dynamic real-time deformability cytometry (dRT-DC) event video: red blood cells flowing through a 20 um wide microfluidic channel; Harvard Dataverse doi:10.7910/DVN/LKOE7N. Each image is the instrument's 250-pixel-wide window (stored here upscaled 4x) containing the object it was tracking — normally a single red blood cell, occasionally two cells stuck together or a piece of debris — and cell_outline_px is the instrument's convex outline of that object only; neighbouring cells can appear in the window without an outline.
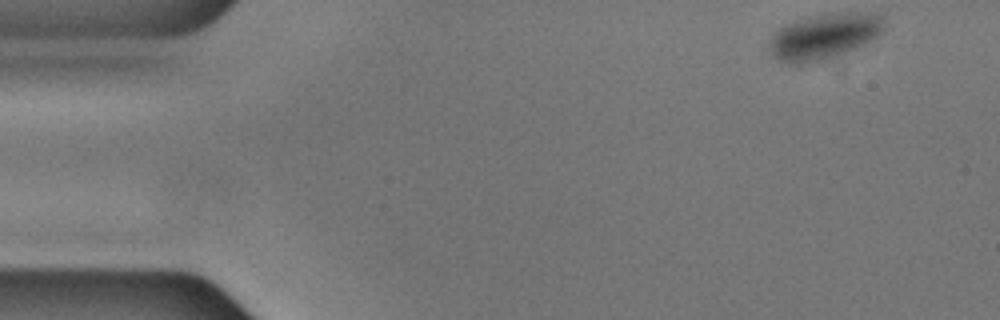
{"species": "common noctule bat (a hibernating species)", "species_latin": "Nyctalus noctula", "temperature_condition": "cold", "stored_images_in_passage": 53, "camera_frame_rate_fps": 3000, "um_per_image_px": 0.085, "animal": {"sex": "male", "body_mass_g": 17.9, "forearm_length_mm": 54.2}, "frame": {"image": 1, "passage_image": 1, "time_ms": 0.0, "image_size_px": [1000, 320], "cell_outline_px": [[884, 28], [876, 36], [864, 44], [844, 52], [820, 60], [800, 64], [788, 64], [772, 56], [768, 52], [768, 40], [784, 24], [796, 20], [812, 16], [832, 12], [872, 12], [880, 16], [884, 20]], "centroid_in_image_um": [70.0, 3.07], "position_along_channel_um": 15.0, "area_um2": 30.46}}
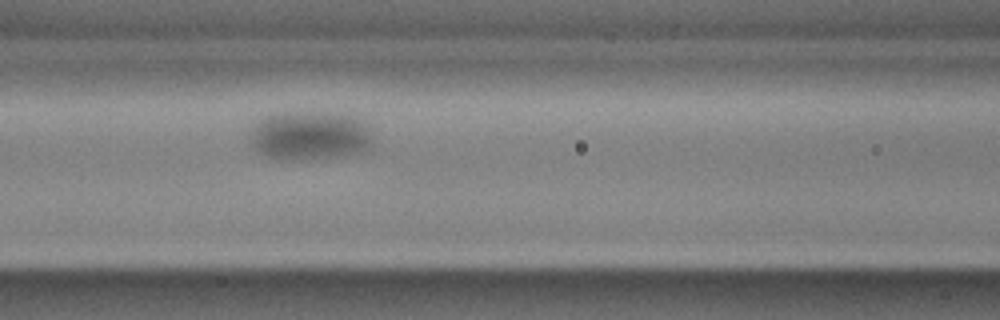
{"frame": {"image": 2, "passage_image": 20, "time_ms": 6.333, "image_size_px": [1000, 320], "cell_outline_px": [[372, 148], [364, 152], [340, 156], [300, 160], [280, 160], [268, 156], [260, 152], [252, 144], [252, 124], [264, 116], [280, 112], [348, 112], [364, 120], [368, 124], [372, 132]], "centroid_in_image_um": [26.43, 11.49], "position_along_channel_um": 140.2, "area_um2": 36.07}}
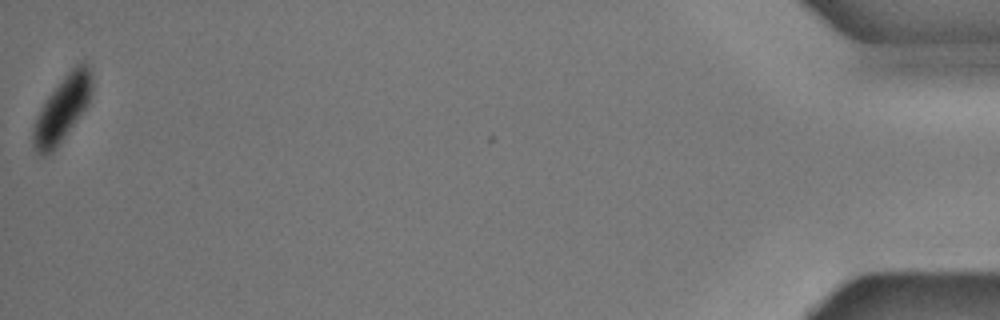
{"frame": {"image": 3, "passage_image": 53, "time_ms": 17.333, "image_size_px": [1000, 320], "cell_outline_px": [[92, 88], [88, 104], [60, 140], [44, 156], [40, 156], [36, 152], [32, 144], [32, 128], [36, 116], [44, 100], [60, 80], [76, 64], [84, 60], [88, 64], [92, 76]], "centroid_in_image_um": [5.27, 9.18], "position_along_channel_um": 429.9, "area_um2": 21.91}}